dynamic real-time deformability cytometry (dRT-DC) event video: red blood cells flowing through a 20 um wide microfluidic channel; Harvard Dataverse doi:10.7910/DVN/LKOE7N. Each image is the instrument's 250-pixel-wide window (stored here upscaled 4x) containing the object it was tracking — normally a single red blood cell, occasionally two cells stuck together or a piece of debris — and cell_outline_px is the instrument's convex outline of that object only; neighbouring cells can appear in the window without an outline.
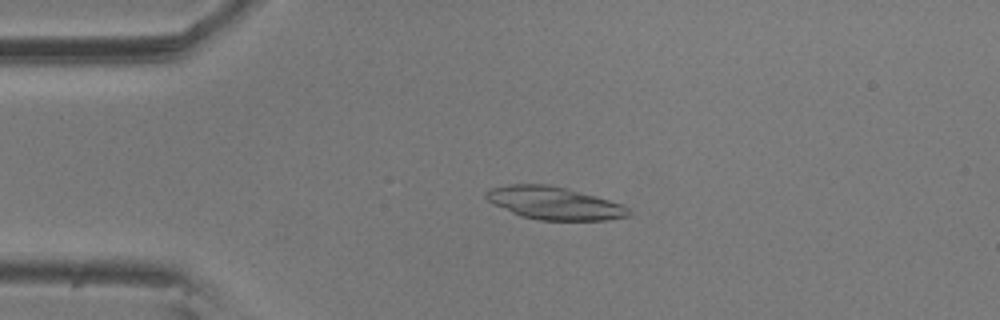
{"species": "common noctule bat (a hibernating species)", "species_latin": "Nyctalus noctula", "temperature_condition": "room temperature", "stored_images_in_passage": 20, "camera_frame_rate_fps": 3000, "um_per_image_px": 0.085, "animal": {"sex": "male", "body_mass_g": 20.5, "forearm_length_mm": 52.5}, "frame": {"image": 1, "passage_image": 12, "time_ms": 3.667, "image_size_px": [1000, 320], "cell_outline_px": [[632, 212], [628, 216], [608, 220], [540, 220], [520, 216], [492, 204], [484, 196], [484, 192], [492, 188], [508, 184], [548, 184], [568, 188], [596, 196], [620, 204], [628, 208]], "centroid_in_image_um": [47.07, 17.26], "position_along_channel_um": 37.9, "area_um2": 27.28}}
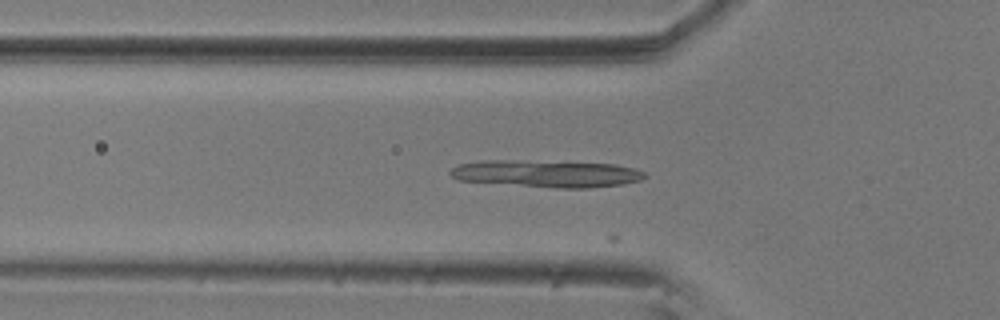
{"frame": {"image": 2, "passage_image": 18, "time_ms": 5.667, "image_size_px": [1000, 320], "cell_outline_px": [[648, 176], [640, 180], [624, 184], [588, 188], [556, 188], [456, 180], [448, 172], [452, 168], [460, 164], [480, 160], [508, 160], [616, 164], [636, 168], [644, 172]], "centroid_in_image_um": [46.47, 14.76], "position_along_channel_um": 79.3, "area_um2": 30.75}}